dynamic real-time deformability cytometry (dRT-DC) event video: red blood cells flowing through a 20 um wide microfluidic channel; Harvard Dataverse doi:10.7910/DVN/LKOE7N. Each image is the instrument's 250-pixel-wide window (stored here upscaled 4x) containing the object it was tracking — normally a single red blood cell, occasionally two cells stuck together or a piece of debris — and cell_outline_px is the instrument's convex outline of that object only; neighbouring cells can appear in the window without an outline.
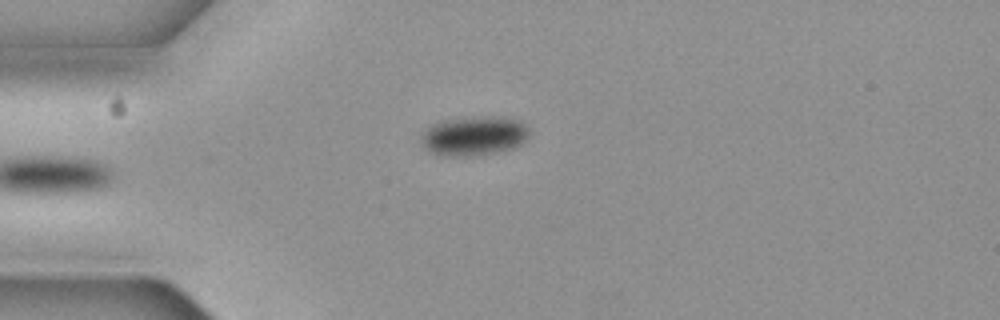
{"species": "common noctule bat (a hibernating species)", "species_latin": "Nyctalus noctula", "temperature_condition": "cold", "stored_images_in_passage": 5, "camera_frame_rate_fps": 3000, "um_per_image_px": 0.085, "animal": {"sex": "female", "body_mass_g": 19.3, "forearm_length_mm": 54.1}, "frame": {"image": 1, "passage_image": 5, "time_ms": 1.333, "image_size_px": [1000, 320], "cell_outline_px": [[528, 136], [520, 144], [512, 148], [492, 152], [464, 156], [452, 156], [436, 152], [428, 148], [424, 144], [420, 136], [424, 128], [432, 124], [444, 120], [484, 116], [496, 116], [516, 120], [524, 124], [528, 128]], "centroid_in_image_um": [40.29, 11.52], "position_along_channel_um": 44.7, "area_um2": 24.04}}